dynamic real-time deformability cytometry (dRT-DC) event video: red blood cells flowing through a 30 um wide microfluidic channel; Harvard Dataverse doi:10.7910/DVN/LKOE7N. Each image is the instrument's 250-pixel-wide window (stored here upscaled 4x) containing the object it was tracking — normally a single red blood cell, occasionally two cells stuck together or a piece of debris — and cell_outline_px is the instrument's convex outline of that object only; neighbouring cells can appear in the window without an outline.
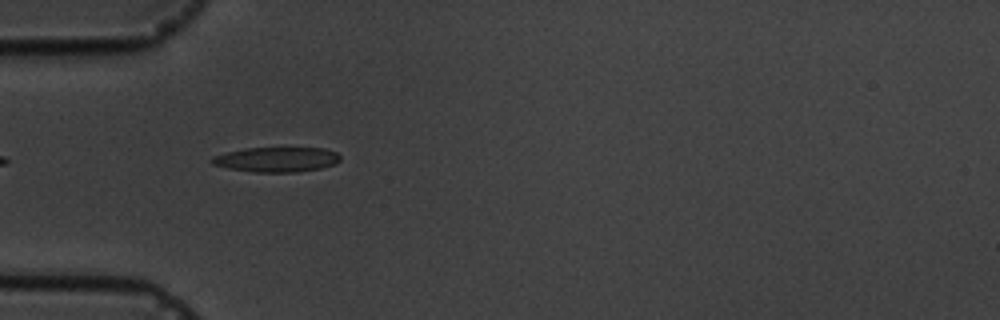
{"species": "common noctule bat (a hibernating species)", "species_latin": "Nyctalus noctula", "temperature_condition": "cold", "stored_images_in_passage": 2, "camera_frame_rate_fps": 3000, "um_per_image_px": 0.085, "animal": {"sex": "male", "body_mass_g": 19.5, "forearm_length_mm": 54.6}, "frame": {"image": 1, "passage_image": 1, "time_ms": 0.0, "image_size_px": [1000, 320], "cell_outline_px": [[340, 160], [336, 164], [320, 168], [296, 172], [256, 172], [228, 168], [212, 164], [208, 160], [212, 156], [228, 152], [248, 148], [324, 148], [336, 152], [340, 156]], "centroid_in_image_um": [23.51, 13.56], "position_along_channel_um": 61.5, "area_um2": 18.55}}
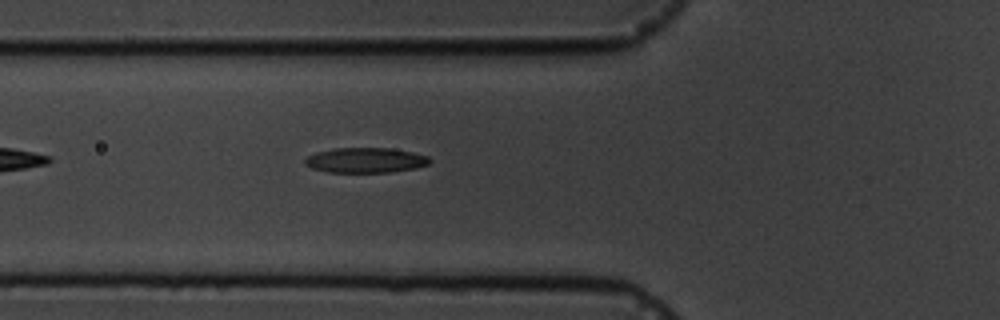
{"frame": {"image": 2, "passage_image": 2, "time_ms": 1.0, "image_size_px": [1000, 320], "cell_outline_px": [[432, 160], [428, 164], [416, 168], [392, 172], [328, 172], [312, 168], [304, 164], [304, 160], [308, 156], [316, 152], [332, 148], [388, 148], [412, 152], [428, 156]], "centroid_in_image_um": [31.06, 13.62], "position_along_channel_um": 94.7, "area_um2": 18.26}}